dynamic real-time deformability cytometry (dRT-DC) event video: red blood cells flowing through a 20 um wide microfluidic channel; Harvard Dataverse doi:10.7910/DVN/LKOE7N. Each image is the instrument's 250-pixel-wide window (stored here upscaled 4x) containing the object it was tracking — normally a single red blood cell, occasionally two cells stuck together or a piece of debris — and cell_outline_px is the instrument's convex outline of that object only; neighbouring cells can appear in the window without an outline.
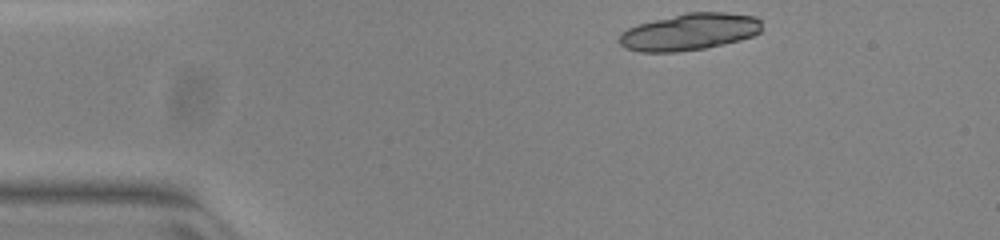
{"species": "common noctule bat (a hibernating species)", "species_latin": "Nyctalus noctula", "temperature_condition": "warm", "stored_images_in_passage": 31, "camera_frame_rate_fps": 3000, "um_per_image_px": 0.085, "animal": {"sex": "female", "body_mass_g": 23.0, "forearm_length_mm": 53.4}, "frame": {"image": 1, "passage_image": 1, "time_ms": 0.0, "image_size_px": [1000, 240], "cell_outline_px": [[760, 32], [752, 36], [740, 40], [724, 44], [704, 48], [676, 52], [640, 52], [624, 48], [620, 44], [620, 36], [628, 28], [640, 24], [688, 12], [724, 12], [756, 16], [760, 20]], "centroid_in_image_um": [58.63, 2.71], "position_along_channel_um": 26.4, "area_um2": 30.29}}
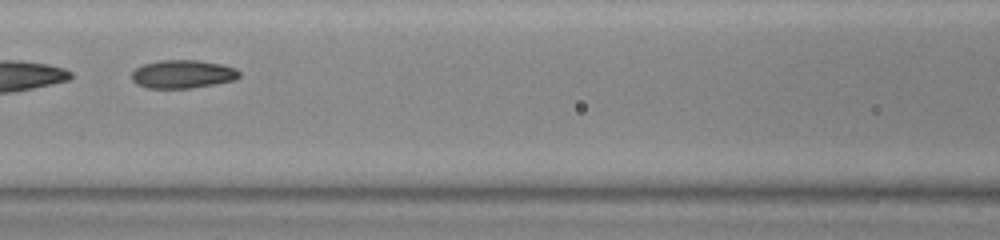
{"frame": {"image": 2, "passage_image": 16, "time_ms": 5.0, "image_size_px": [1000, 240], "cell_outline_px": [[240, 76], [236, 80], [188, 88], [148, 88], [136, 84], [132, 80], [132, 72], [136, 68], [144, 64], [160, 60], [200, 60], [224, 64], [236, 68], [240, 72]], "centroid_in_image_um": [15.55, 6.29], "position_along_channel_um": 151.0, "area_um2": 17.8}}
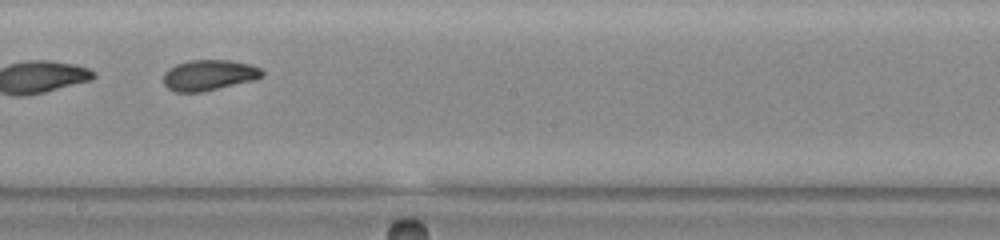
{"frame": {"image": 3, "passage_image": 22, "time_ms": 7.0, "image_size_px": [1000, 240], "cell_outline_px": [[264, 76], [256, 80], [200, 92], [176, 92], [168, 88], [164, 84], [164, 72], [168, 68], [176, 64], [188, 60], [228, 60], [248, 64], [260, 68], [264, 72]], "centroid_in_image_um": [17.76, 6.38], "position_along_channel_um": 230.4, "area_um2": 17.69}}